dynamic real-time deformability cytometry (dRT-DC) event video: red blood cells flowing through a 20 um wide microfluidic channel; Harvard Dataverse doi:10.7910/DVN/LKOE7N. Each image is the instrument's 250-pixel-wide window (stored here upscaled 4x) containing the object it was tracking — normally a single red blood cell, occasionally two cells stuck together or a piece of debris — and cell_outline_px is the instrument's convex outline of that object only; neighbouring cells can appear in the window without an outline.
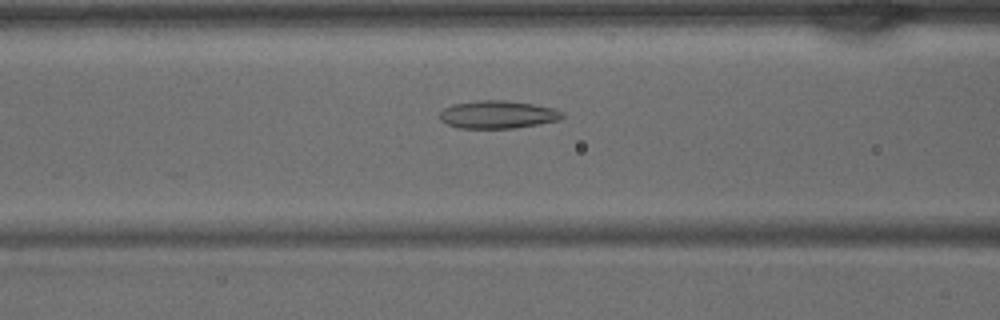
{"species": "common noctule bat (a hibernating species)", "species_latin": "Nyctalus noctula", "temperature_condition": "warm", "stored_images_in_passage": 39, "camera_frame_rate_fps": 3000, "um_per_image_px": 0.085, "animal": {"sex": "male", "body_mass_g": 15.6}, "frame": {"image": 1, "passage_image": 14, "time_ms": 4.333, "image_size_px": [1000, 320], "cell_outline_px": [[564, 116], [560, 120], [540, 124], [516, 128], [460, 128], [448, 124], [440, 120], [440, 112], [444, 108], [452, 104], [480, 100], [504, 100], [532, 104], [552, 108], [564, 112]], "centroid_in_image_um": [42.32, 9.74], "position_along_channel_um": 124.3, "area_um2": 19.88}}
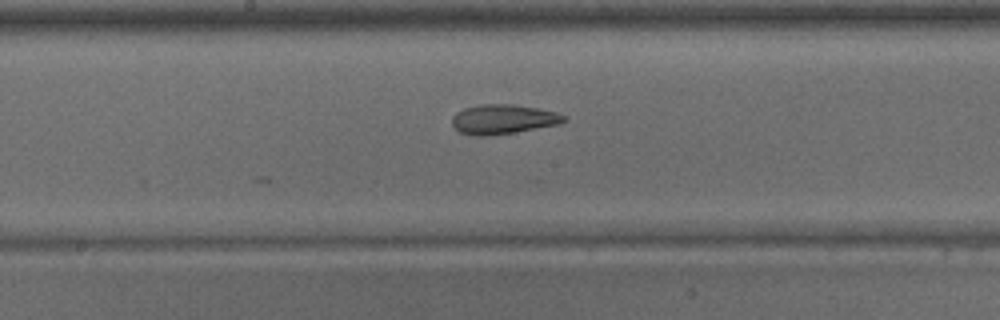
{"frame": {"image": 2, "passage_image": 19, "time_ms": 6.0, "image_size_px": [1000, 320], "cell_outline_px": [[568, 120], [556, 124], [516, 132], [484, 136], [476, 136], [460, 132], [452, 124], [452, 116], [456, 112], [464, 108], [480, 104], [512, 104], [536, 108], [556, 112], [568, 116]], "centroid_in_image_um": [42.76, 10.13], "position_along_channel_um": 205.4, "area_um2": 19.19}}
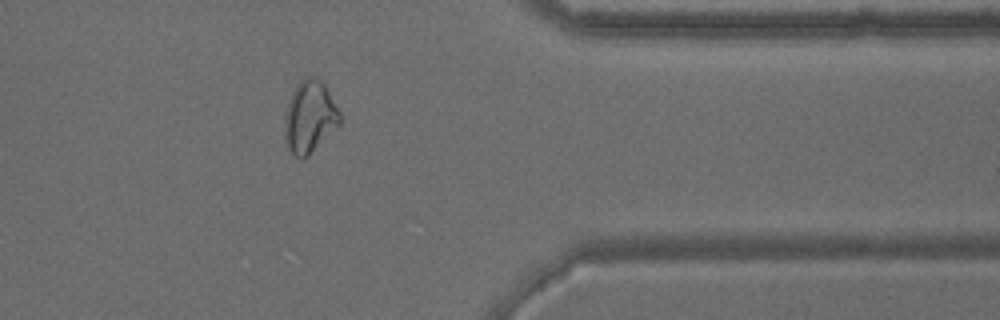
{"frame": {"image": 3, "passage_image": 31, "time_ms": 10.0, "image_size_px": [1000, 320], "cell_outline_px": [[340, 124], [308, 156], [300, 160], [288, 148], [284, 136], [284, 116], [292, 92], [300, 80], [308, 76], [316, 76], [324, 84], [340, 112]], "centroid_in_image_um": [26.31, 9.94], "position_along_channel_um": 385.1, "area_um2": 23.12}}